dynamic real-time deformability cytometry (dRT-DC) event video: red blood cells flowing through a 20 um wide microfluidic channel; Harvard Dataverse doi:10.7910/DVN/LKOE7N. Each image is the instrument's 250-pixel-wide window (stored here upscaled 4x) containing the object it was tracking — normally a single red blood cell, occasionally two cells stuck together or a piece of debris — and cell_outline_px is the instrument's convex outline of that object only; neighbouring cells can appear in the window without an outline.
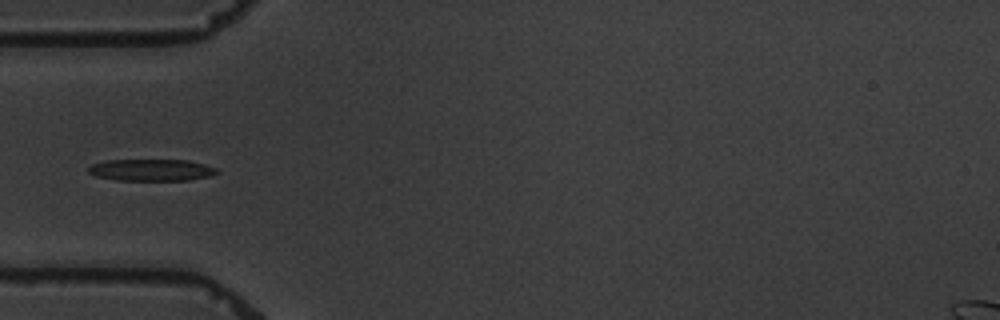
{"species": "common noctule bat (a hibernating species)", "species_latin": "Nyctalus noctula", "temperature_condition": "warm", "stored_images_in_passage": 1, "camera_frame_rate_fps": 3000, "um_per_image_px": 0.085, "animal": {"sex": "male", "body_mass_g": 19.5, "forearm_length_mm": 54.6}, "frame": {"image": 1, "passage_image": 1, "time_ms": 0.0, "image_size_px": [1000, 320], "cell_outline_px": [[220, 172], [208, 176], [188, 180], [116, 180], [96, 176], [88, 172], [88, 168], [92, 164], [104, 160], [188, 160], [204, 164], [216, 168]], "centroid_in_image_um": [12.85, 14.44], "position_along_channel_um": 72.2, "area_um2": 16.24}}